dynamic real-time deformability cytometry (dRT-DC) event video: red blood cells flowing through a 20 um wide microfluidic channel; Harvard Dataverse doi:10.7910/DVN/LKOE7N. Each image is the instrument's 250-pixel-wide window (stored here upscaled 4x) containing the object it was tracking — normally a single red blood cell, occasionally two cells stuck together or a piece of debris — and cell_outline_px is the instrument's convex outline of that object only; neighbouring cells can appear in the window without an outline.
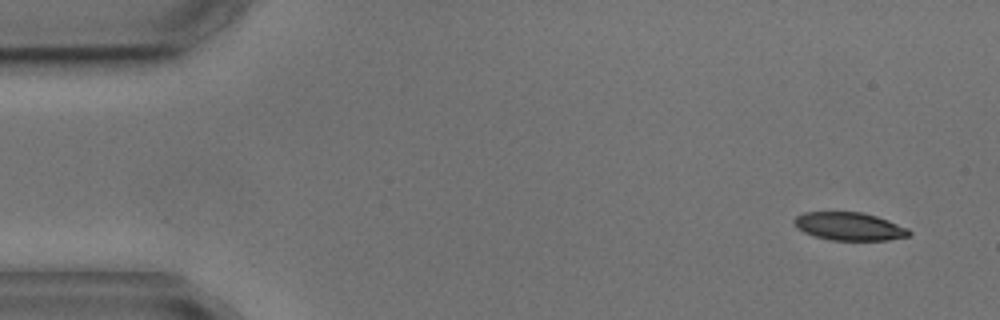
{"species": "common noctule bat (a hibernating species)", "species_latin": "Nyctalus noctula", "temperature_condition": "cold", "stored_images_in_passage": 4, "camera_frame_rate_fps": 3000, "um_per_image_px": 0.085, "animal": {"sex": "male", "body_mass_g": 17.9, "forearm_length_mm": 54.2}, "frame": {"image": 1, "passage_image": 1, "time_ms": 0.0, "image_size_px": [1000, 320], "cell_outline_px": [[912, 232], [908, 236], [888, 240], [832, 240], [816, 236], [804, 232], [796, 228], [792, 220], [796, 216], [804, 212], [864, 212], [888, 220], [908, 228]], "centroid_in_image_um": [72.18, 19.23], "position_along_channel_um": 12.8, "area_um2": 18.79}}
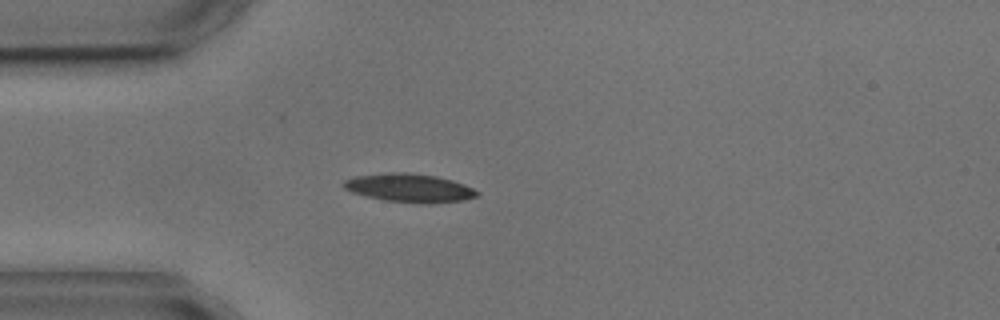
{"frame": {"image": 2, "passage_image": 4, "time_ms": 3.667, "image_size_px": [1000, 320], "cell_outline_px": [[480, 192], [476, 196], [464, 200], [428, 204], [424, 204], [384, 200], [352, 192], [344, 188], [340, 184], [344, 180], [356, 176], [392, 172], [408, 172], [436, 176], [452, 180], [464, 184]], "centroid_in_image_um": [34.8, 15.97], "position_along_channel_um": 50.2, "area_um2": 22.14}}